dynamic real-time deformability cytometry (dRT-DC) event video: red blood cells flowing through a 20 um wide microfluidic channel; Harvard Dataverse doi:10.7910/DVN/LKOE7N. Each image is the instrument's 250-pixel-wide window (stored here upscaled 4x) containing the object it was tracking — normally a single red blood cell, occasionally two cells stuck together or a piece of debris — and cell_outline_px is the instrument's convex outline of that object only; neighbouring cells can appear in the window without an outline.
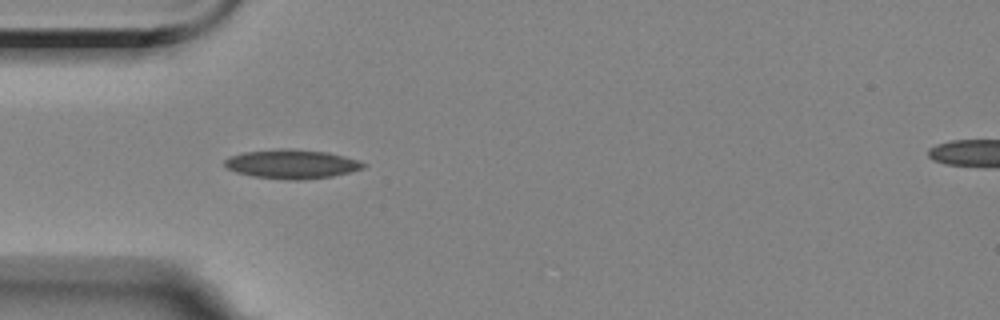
{"species": "Egyptian fruit bat (a non-hibernating species)", "species_latin": "Rousettus aegyptiacus", "temperature_condition": "room temperature", "stored_images_in_passage": 2, "camera_frame_rate_fps": 3000, "um_per_image_px": 0.085, "animal": {"sex": "female"}, "frame": {"image": 1, "passage_image": 1, "time_ms": 0.0, "image_size_px": [1000, 320], "cell_outline_px": [[368, 164], [364, 168], [332, 176], [300, 180], [292, 180], [252, 176], [236, 172], [228, 168], [224, 164], [224, 160], [228, 156], [244, 152], [276, 148], [292, 148], [328, 152], [344, 156]], "centroid_in_image_um": [24.78, 13.93], "position_along_channel_um": 60.2, "area_um2": 23.58}}
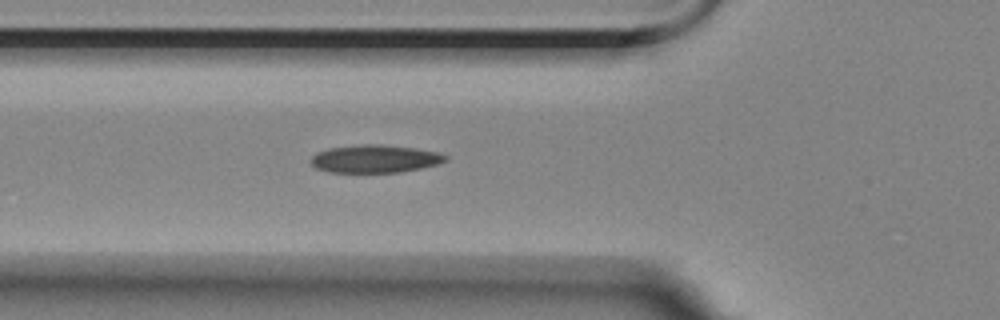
{"frame": {"image": 2, "passage_image": 2, "time_ms": 1.0, "image_size_px": [1000, 320], "cell_outline_px": [[448, 160], [436, 164], [420, 168], [400, 172], [328, 172], [316, 168], [308, 160], [316, 152], [328, 148], [360, 144], [380, 144], [416, 148], [436, 152], [448, 156]], "centroid_in_image_um": [31.82, 13.49], "position_along_channel_um": 94.0, "area_um2": 21.91}}